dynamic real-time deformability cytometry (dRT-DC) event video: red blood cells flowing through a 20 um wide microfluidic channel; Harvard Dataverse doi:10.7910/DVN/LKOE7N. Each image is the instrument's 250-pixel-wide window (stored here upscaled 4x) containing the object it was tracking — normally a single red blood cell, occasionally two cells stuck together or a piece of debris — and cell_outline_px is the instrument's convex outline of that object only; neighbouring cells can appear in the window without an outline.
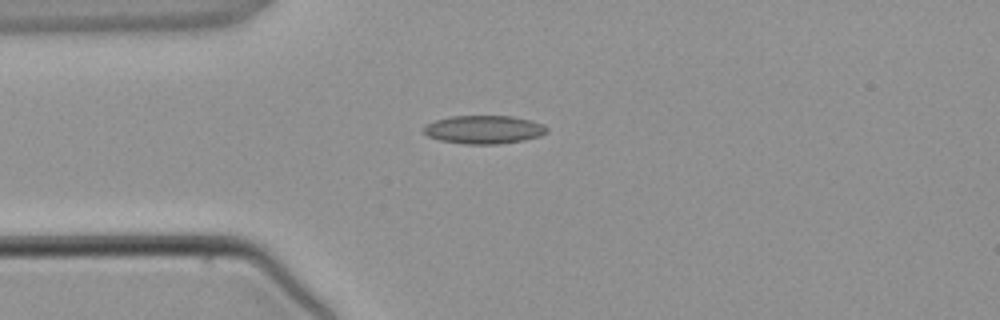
{"species": "common noctule bat (a hibernating species)", "species_latin": "Nyctalus noctula", "temperature_condition": "warm", "stored_images_in_passage": 1, "camera_frame_rate_fps": 3000, "um_per_image_px": 0.085, "animal": {"sex": "male", "body_mass_g": 21.5, "forearm_length_mm": 52.0}, "frame": {"image": 1, "passage_image": 1, "time_ms": 0.0, "image_size_px": [1000, 320], "cell_outline_px": [[548, 132], [540, 136], [524, 140], [500, 144], [464, 144], [440, 140], [428, 136], [424, 132], [424, 128], [428, 124], [436, 120], [452, 116], [512, 116], [544, 124], [548, 128]], "centroid_in_image_um": [41.17, 11.02], "position_along_channel_um": 43.8, "area_um2": 20.23}}